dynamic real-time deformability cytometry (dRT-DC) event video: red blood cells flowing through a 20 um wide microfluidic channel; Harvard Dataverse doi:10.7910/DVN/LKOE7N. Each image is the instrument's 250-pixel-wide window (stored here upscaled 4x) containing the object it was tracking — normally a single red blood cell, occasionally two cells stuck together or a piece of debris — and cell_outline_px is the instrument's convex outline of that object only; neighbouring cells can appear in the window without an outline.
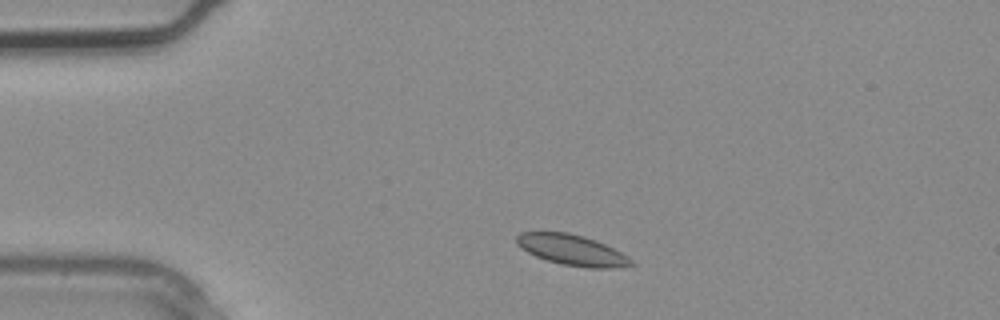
{"species": "common noctule bat (a hibernating species)", "species_latin": "Nyctalus noctula", "temperature_condition": "warm", "stored_images_in_passage": 1, "camera_frame_rate_fps": 3000, "um_per_image_px": 0.085, "animal": {"sex": "male", "body_mass_g": 20.4}, "frame": {"image": 1, "passage_image": 1, "time_ms": 0.0, "image_size_px": [1000, 320], "cell_outline_px": [[636, 264], [612, 268], [588, 268], [564, 264], [548, 260], [536, 256], [528, 252], [516, 244], [516, 236], [520, 232], [568, 232], [584, 236], [596, 240], [628, 256]], "centroid_in_image_um": [48.62, 21.24], "position_along_channel_um": 36.4, "area_um2": 20.29}}